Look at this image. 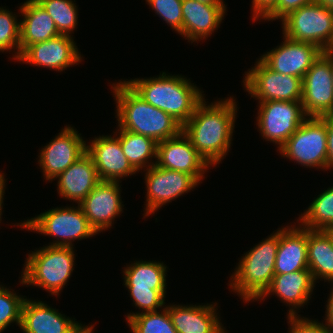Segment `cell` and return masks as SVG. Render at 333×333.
I'll use <instances>...</instances> for the list:
<instances>
[{"label": "cell", "instance_id": "41", "mask_svg": "<svg viewBox=\"0 0 333 333\" xmlns=\"http://www.w3.org/2000/svg\"><path fill=\"white\" fill-rule=\"evenodd\" d=\"M196 1L211 6H225L223 0H196Z\"/></svg>", "mask_w": 333, "mask_h": 333}, {"label": "cell", "instance_id": "36", "mask_svg": "<svg viewBox=\"0 0 333 333\" xmlns=\"http://www.w3.org/2000/svg\"><path fill=\"white\" fill-rule=\"evenodd\" d=\"M314 2L316 0H278L275 7L263 19L268 21L280 19L282 21L291 12Z\"/></svg>", "mask_w": 333, "mask_h": 333}, {"label": "cell", "instance_id": "37", "mask_svg": "<svg viewBox=\"0 0 333 333\" xmlns=\"http://www.w3.org/2000/svg\"><path fill=\"white\" fill-rule=\"evenodd\" d=\"M277 2L278 0H252V20L263 19L275 7Z\"/></svg>", "mask_w": 333, "mask_h": 333}, {"label": "cell", "instance_id": "6", "mask_svg": "<svg viewBox=\"0 0 333 333\" xmlns=\"http://www.w3.org/2000/svg\"><path fill=\"white\" fill-rule=\"evenodd\" d=\"M28 231L50 235L57 240L49 246L73 247L72 241L98 234L90 225L81 207H57L17 224Z\"/></svg>", "mask_w": 333, "mask_h": 333}, {"label": "cell", "instance_id": "15", "mask_svg": "<svg viewBox=\"0 0 333 333\" xmlns=\"http://www.w3.org/2000/svg\"><path fill=\"white\" fill-rule=\"evenodd\" d=\"M283 40L281 45L263 54L260 59L275 72L303 79L323 50L315 44L295 41L285 35Z\"/></svg>", "mask_w": 333, "mask_h": 333}, {"label": "cell", "instance_id": "32", "mask_svg": "<svg viewBox=\"0 0 333 333\" xmlns=\"http://www.w3.org/2000/svg\"><path fill=\"white\" fill-rule=\"evenodd\" d=\"M16 49L13 59L20 57V22L16 14L0 7V51ZM15 57V58H14Z\"/></svg>", "mask_w": 333, "mask_h": 333}, {"label": "cell", "instance_id": "3", "mask_svg": "<svg viewBox=\"0 0 333 333\" xmlns=\"http://www.w3.org/2000/svg\"><path fill=\"white\" fill-rule=\"evenodd\" d=\"M182 75L165 72L158 77L125 82L147 103L171 115L182 126L205 99L203 92Z\"/></svg>", "mask_w": 333, "mask_h": 333}, {"label": "cell", "instance_id": "25", "mask_svg": "<svg viewBox=\"0 0 333 333\" xmlns=\"http://www.w3.org/2000/svg\"><path fill=\"white\" fill-rule=\"evenodd\" d=\"M58 178V193L79 204L101 181L92 157L86 152L70 165Z\"/></svg>", "mask_w": 333, "mask_h": 333}, {"label": "cell", "instance_id": "8", "mask_svg": "<svg viewBox=\"0 0 333 333\" xmlns=\"http://www.w3.org/2000/svg\"><path fill=\"white\" fill-rule=\"evenodd\" d=\"M282 25L283 35L289 39L315 44L323 51L333 46V10L317 2L291 12Z\"/></svg>", "mask_w": 333, "mask_h": 333}, {"label": "cell", "instance_id": "28", "mask_svg": "<svg viewBox=\"0 0 333 333\" xmlns=\"http://www.w3.org/2000/svg\"><path fill=\"white\" fill-rule=\"evenodd\" d=\"M115 132L119 133V141L124 155L137 172L144 167H146L144 170H147L156 164L157 142L152 138L123 129H116ZM152 158H155V162L151 160Z\"/></svg>", "mask_w": 333, "mask_h": 333}, {"label": "cell", "instance_id": "38", "mask_svg": "<svg viewBox=\"0 0 333 333\" xmlns=\"http://www.w3.org/2000/svg\"><path fill=\"white\" fill-rule=\"evenodd\" d=\"M327 132V169L333 167V115L325 116Z\"/></svg>", "mask_w": 333, "mask_h": 333}, {"label": "cell", "instance_id": "42", "mask_svg": "<svg viewBox=\"0 0 333 333\" xmlns=\"http://www.w3.org/2000/svg\"><path fill=\"white\" fill-rule=\"evenodd\" d=\"M317 3L333 10V0H316Z\"/></svg>", "mask_w": 333, "mask_h": 333}, {"label": "cell", "instance_id": "12", "mask_svg": "<svg viewBox=\"0 0 333 333\" xmlns=\"http://www.w3.org/2000/svg\"><path fill=\"white\" fill-rule=\"evenodd\" d=\"M303 111L307 117L333 115L330 50L323 51L302 79Z\"/></svg>", "mask_w": 333, "mask_h": 333}, {"label": "cell", "instance_id": "16", "mask_svg": "<svg viewBox=\"0 0 333 333\" xmlns=\"http://www.w3.org/2000/svg\"><path fill=\"white\" fill-rule=\"evenodd\" d=\"M158 167L193 175L199 182L210 167L181 131L178 135L157 143Z\"/></svg>", "mask_w": 333, "mask_h": 333}, {"label": "cell", "instance_id": "10", "mask_svg": "<svg viewBox=\"0 0 333 333\" xmlns=\"http://www.w3.org/2000/svg\"><path fill=\"white\" fill-rule=\"evenodd\" d=\"M245 72V90L251 97L263 101H301L302 78L284 75L270 69L260 58Z\"/></svg>", "mask_w": 333, "mask_h": 333}, {"label": "cell", "instance_id": "24", "mask_svg": "<svg viewBox=\"0 0 333 333\" xmlns=\"http://www.w3.org/2000/svg\"><path fill=\"white\" fill-rule=\"evenodd\" d=\"M226 6H211L196 0L182 1L183 38L191 43L208 38L219 27Z\"/></svg>", "mask_w": 333, "mask_h": 333}, {"label": "cell", "instance_id": "45", "mask_svg": "<svg viewBox=\"0 0 333 333\" xmlns=\"http://www.w3.org/2000/svg\"><path fill=\"white\" fill-rule=\"evenodd\" d=\"M326 231L330 234V236H331V238H332V240H333V227L327 229Z\"/></svg>", "mask_w": 333, "mask_h": 333}, {"label": "cell", "instance_id": "26", "mask_svg": "<svg viewBox=\"0 0 333 333\" xmlns=\"http://www.w3.org/2000/svg\"><path fill=\"white\" fill-rule=\"evenodd\" d=\"M19 9L24 17L20 20V54L32 44L60 35L54 20L36 0H27Z\"/></svg>", "mask_w": 333, "mask_h": 333}, {"label": "cell", "instance_id": "43", "mask_svg": "<svg viewBox=\"0 0 333 333\" xmlns=\"http://www.w3.org/2000/svg\"><path fill=\"white\" fill-rule=\"evenodd\" d=\"M93 328H94V325H91V326H87L80 332V333H93Z\"/></svg>", "mask_w": 333, "mask_h": 333}, {"label": "cell", "instance_id": "4", "mask_svg": "<svg viewBox=\"0 0 333 333\" xmlns=\"http://www.w3.org/2000/svg\"><path fill=\"white\" fill-rule=\"evenodd\" d=\"M279 229L244 253L231 275L230 288L245 302L259 300L274 278Z\"/></svg>", "mask_w": 333, "mask_h": 333}, {"label": "cell", "instance_id": "9", "mask_svg": "<svg viewBox=\"0 0 333 333\" xmlns=\"http://www.w3.org/2000/svg\"><path fill=\"white\" fill-rule=\"evenodd\" d=\"M282 157L305 167L327 169V132L325 116L307 117L293 135L278 149Z\"/></svg>", "mask_w": 333, "mask_h": 333}, {"label": "cell", "instance_id": "39", "mask_svg": "<svg viewBox=\"0 0 333 333\" xmlns=\"http://www.w3.org/2000/svg\"><path fill=\"white\" fill-rule=\"evenodd\" d=\"M326 307L325 325L333 332V286Z\"/></svg>", "mask_w": 333, "mask_h": 333}, {"label": "cell", "instance_id": "23", "mask_svg": "<svg viewBox=\"0 0 333 333\" xmlns=\"http://www.w3.org/2000/svg\"><path fill=\"white\" fill-rule=\"evenodd\" d=\"M286 227L279 228V245L274 273L285 274L298 270H309L307 254L308 229L296 225Z\"/></svg>", "mask_w": 333, "mask_h": 333}, {"label": "cell", "instance_id": "29", "mask_svg": "<svg viewBox=\"0 0 333 333\" xmlns=\"http://www.w3.org/2000/svg\"><path fill=\"white\" fill-rule=\"evenodd\" d=\"M310 230H327L333 227V186L315 198L297 222ZM301 223V224H300Z\"/></svg>", "mask_w": 333, "mask_h": 333}, {"label": "cell", "instance_id": "40", "mask_svg": "<svg viewBox=\"0 0 333 333\" xmlns=\"http://www.w3.org/2000/svg\"><path fill=\"white\" fill-rule=\"evenodd\" d=\"M4 173L0 172V221H1V216H2V203H3V195L5 193V183H6V179L4 178Z\"/></svg>", "mask_w": 333, "mask_h": 333}, {"label": "cell", "instance_id": "11", "mask_svg": "<svg viewBox=\"0 0 333 333\" xmlns=\"http://www.w3.org/2000/svg\"><path fill=\"white\" fill-rule=\"evenodd\" d=\"M258 129L266 141L279 145L289 139L307 118L301 101L259 102Z\"/></svg>", "mask_w": 333, "mask_h": 333}, {"label": "cell", "instance_id": "13", "mask_svg": "<svg viewBox=\"0 0 333 333\" xmlns=\"http://www.w3.org/2000/svg\"><path fill=\"white\" fill-rule=\"evenodd\" d=\"M144 171L146 172L144 179L147 189L144 218L200 184L193 175L161 168L157 165Z\"/></svg>", "mask_w": 333, "mask_h": 333}, {"label": "cell", "instance_id": "19", "mask_svg": "<svg viewBox=\"0 0 333 333\" xmlns=\"http://www.w3.org/2000/svg\"><path fill=\"white\" fill-rule=\"evenodd\" d=\"M87 153L92 157L97 174L103 181H120L137 171L124 155L117 133L95 137L87 145Z\"/></svg>", "mask_w": 333, "mask_h": 333}, {"label": "cell", "instance_id": "22", "mask_svg": "<svg viewBox=\"0 0 333 333\" xmlns=\"http://www.w3.org/2000/svg\"><path fill=\"white\" fill-rule=\"evenodd\" d=\"M217 303L204 305H167L177 333H227L217 315Z\"/></svg>", "mask_w": 333, "mask_h": 333}, {"label": "cell", "instance_id": "14", "mask_svg": "<svg viewBox=\"0 0 333 333\" xmlns=\"http://www.w3.org/2000/svg\"><path fill=\"white\" fill-rule=\"evenodd\" d=\"M71 126H65L38 156L44 179L52 181L87 152V144Z\"/></svg>", "mask_w": 333, "mask_h": 333}, {"label": "cell", "instance_id": "5", "mask_svg": "<svg viewBox=\"0 0 333 333\" xmlns=\"http://www.w3.org/2000/svg\"><path fill=\"white\" fill-rule=\"evenodd\" d=\"M74 247L44 246L28 254L21 284L38 286L59 295L74 270Z\"/></svg>", "mask_w": 333, "mask_h": 333}, {"label": "cell", "instance_id": "7", "mask_svg": "<svg viewBox=\"0 0 333 333\" xmlns=\"http://www.w3.org/2000/svg\"><path fill=\"white\" fill-rule=\"evenodd\" d=\"M166 272L167 266L159 261L140 260L124 268V285L142 313L156 312L166 304Z\"/></svg>", "mask_w": 333, "mask_h": 333}, {"label": "cell", "instance_id": "33", "mask_svg": "<svg viewBox=\"0 0 333 333\" xmlns=\"http://www.w3.org/2000/svg\"><path fill=\"white\" fill-rule=\"evenodd\" d=\"M11 289L0 285V333L11 323L20 327L24 297L16 295Z\"/></svg>", "mask_w": 333, "mask_h": 333}, {"label": "cell", "instance_id": "17", "mask_svg": "<svg viewBox=\"0 0 333 333\" xmlns=\"http://www.w3.org/2000/svg\"><path fill=\"white\" fill-rule=\"evenodd\" d=\"M120 188L118 181L101 180L79 203L90 225L97 233L110 229L114 218L123 210Z\"/></svg>", "mask_w": 333, "mask_h": 333}, {"label": "cell", "instance_id": "2", "mask_svg": "<svg viewBox=\"0 0 333 333\" xmlns=\"http://www.w3.org/2000/svg\"><path fill=\"white\" fill-rule=\"evenodd\" d=\"M112 84L116 101L117 129H123L161 142L178 135L182 125L171 115L143 100L124 80Z\"/></svg>", "mask_w": 333, "mask_h": 333}, {"label": "cell", "instance_id": "27", "mask_svg": "<svg viewBox=\"0 0 333 333\" xmlns=\"http://www.w3.org/2000/svg\"><path fill=\"white\" fill-rule=\"evenodd\" d=\"M307 254L313 280L333 284V240L326 230L308 229Z\"/></svg>", "mask_w": 333, "mask_h": 333}, {"label": "cell", "instance_id": "34", "mask_svg": "<svg viewBox=\"0 0 333 333\" xmlns=\"http://www.w3.org/2000/svg\"><path fill=\"white\" fill-rule=\"evenodd\" d=\"M183 0H146L149 7L162 17V19L171 26L178 34L183 36Z\"/></svg>", "mask_w": 333, "mask_h": 333}, {"label": "cell", "instance_id": "44", "mask_svg": "<svg viewBox=\"0 0 333 333\" xmlns=\"http://www.w3.org/2000/svg\"><path fill=\"white\" fill-rule=\"evenodd\" d=\"M330 69H331V76L333 80V50H330Z\"/></svg>", "mask_w": 333, "mask_h": 333}, {"label": "cell", "instance_id": "20", "mask_svg": "<svg viewBox=\"0 0 333 333\" xmlns=\"http://www.w3.org/2000/svg\"><path fill=\"white\" fill-rule=\"evenodd\" d=\"M73 319L42 301L25 298L20 328L23 333H80L86 326Z\"/></svg>", "mask_w": 333, "mask_h": 333}, {"label": "cell", "instance_id": "18", "mask_svg": "<svg viewBox=\"0 0 333 333\" xmlns=\"http://www.w3.org/2000/svg\"><path fill=\"white\" fill-rule=\"evenodd\" d=\"M72 38L70 35H59L53 39L32 44L20 54L17 60L61 72L82 61L81 54Z\"/></svg>", "mask_w": 333, "mask_h": 333}, {"label": "cell", "instance_id": "1", "mask_svg": "<svg viewBox=\"0 0 333 333\" xmlns=\"http://www.w3.org/2000/svg\"><path fill=\"white\" fill-rule=\"evenodd\" d=\"M206 103L197 106L182 131L207 164L216 166L230 151L238 107L233 97Z\"/></svg>", "mask_w": 333, "mask_h": 333}, {"label": "cell", "instance_id": "21", "mask_svg": "<svg viewBox=\"0 0 333 333\" xmlns=\"http://www.w3.org/2000/svg\"><path fill=\"white\" fill-rule=\"evenodd\" d=\"M314 287L315 281L310 270L275 274L269 288L259 299L264 300L266 296L275 294L283 303H286L289 307L292 306L288 310V316L298 315L296 311L307 305Z\"/></svg>", "mask_w": 333, "mask_h": 333}, {"label": "cell", "instance_id": "35", "mask_svg": "<svg viewBox=\"0 0 333 333\" xmlns=\"http://www.w3.org/2000/svg\"><path fill=\"white\" fill-rule=\"evenodd\" d=\"M289 333H333L325 324L318 320H310L300 315H289Z\"/></svg>", "mask_w": 333, "mask_h": 333}, {"label": "cell", "instance_id": "30", "mask_svg": "<svg viewBox=\"0 0 333 333\" xmlns=\"http://www.w3.org/2000/svg\"><path fill=\"white\" fill-rule=\"evenodd\" d=\"M126 317L132 333H177L165 307L160 312H130Z\"/></svg>", "mask_w": 333, "mask_h": 333}, {"label": "cell", "instance_id": "31", "mask_svg": "<svg viewBox=\"0 0 333 333\" xmlns=\"http://www.w3.org/2000/svg\"><path fill=\"white\" fill-rule=\"evenodd\" d=\"M54 20L60 35L72 36L78 23V10L72 0H36Z\"/></svg>", "mask_w": 333, "mask_h": 333}]
</instances>
